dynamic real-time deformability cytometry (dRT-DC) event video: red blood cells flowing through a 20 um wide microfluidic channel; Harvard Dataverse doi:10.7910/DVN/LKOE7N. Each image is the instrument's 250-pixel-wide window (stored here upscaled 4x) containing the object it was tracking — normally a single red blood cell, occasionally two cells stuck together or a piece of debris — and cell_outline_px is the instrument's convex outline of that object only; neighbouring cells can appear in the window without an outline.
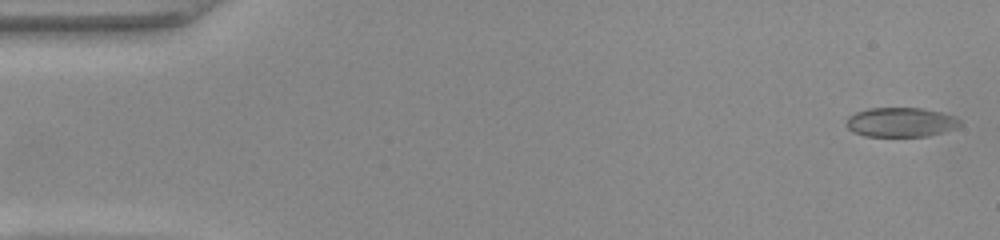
{"species": "common noctule bat (a hibernating species)", "species_latin": "Nyctalus noctula", "temperature_condition": "warm", "stored_images_in_passage": 51, "camera_frame_rate_fps": 3000, "um_per_image_px": 0.085, "animal": {"sex": "female", "body_mass_g": 22.0, "forearm_length_mm": 56.7}, "frame": {"image": 1, "passage_image": 1, "time_ms": 0.0, "image_size_px": [1000, 240], "cell_outline_px": [[960, 124], [956, 128], [944, 132], [928, 136], [864, 136], [852, 132], [844, 124], [848, 116], [856, 112], [868, 108], [920, 108], [940, 112], [952, 116], [960, 120]], "centroid_in_image_um": [76.51, 10.39], "position_along_channel_um": 8.5, "area_um2": 19.54}}
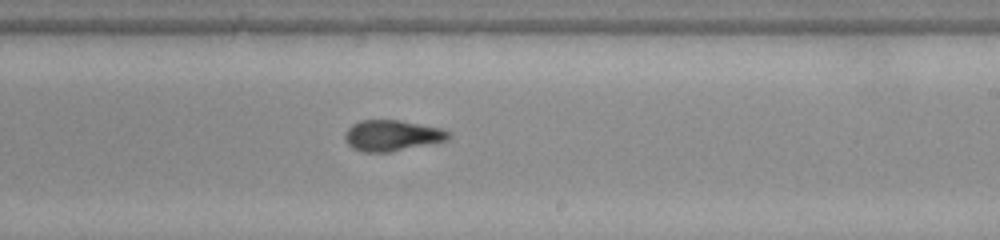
{"frame": {"image": 2, "passage_image": 30, "time_ms": 9.667, "image_size_px": [1000, 240], "cell_outline_px": [[452, 136], [448, 140], [392, 152], [360, 152], [352, 148], [344, 140], [344, 132], [352, 124], [360, 120], [400, 120], [440, 128], [452, 132]], "centroid_in_image_um": [33.31, 11.52], "position_along_channel_um": 255.7, "area_um2": 18.96}}
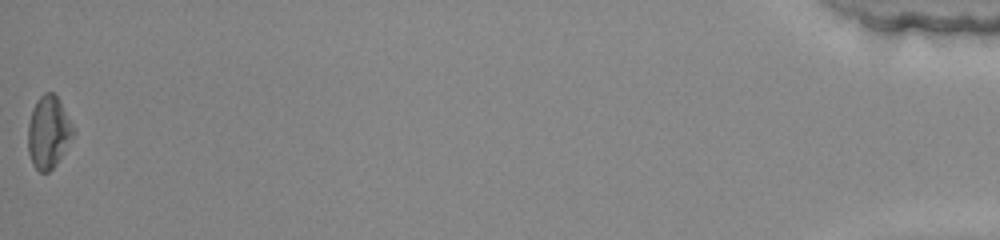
{"frame": {"image": 3, "passage_image": 51, "time_ms": 16.667, "image_size_px": [1000, 240], "cell_outline_px": [[76, 132], [56, 164], [48, 172], [40, 172], [32, 164], [28, 152], [28, 124], [32, 108], [36, 100], [44, 92], [52, 92], [60, 100], [76, 128]], "centroid_in_image_um": [4.13, 11.21], "position_along_channel_um": 431.1, "area_um2": 19.36}, "authors_computed_cell_mechanics": {"area_um2": 19.1896, "velocity_mm_per_s": 3.9613, "shape_relaxation_time_tau1_ms": 7.3667, "shape_relaxation_time_tau2_ms": 2.7954, "deformation_change_tau1": 0.1577, "deformation_change_tau2": 0.0971}}